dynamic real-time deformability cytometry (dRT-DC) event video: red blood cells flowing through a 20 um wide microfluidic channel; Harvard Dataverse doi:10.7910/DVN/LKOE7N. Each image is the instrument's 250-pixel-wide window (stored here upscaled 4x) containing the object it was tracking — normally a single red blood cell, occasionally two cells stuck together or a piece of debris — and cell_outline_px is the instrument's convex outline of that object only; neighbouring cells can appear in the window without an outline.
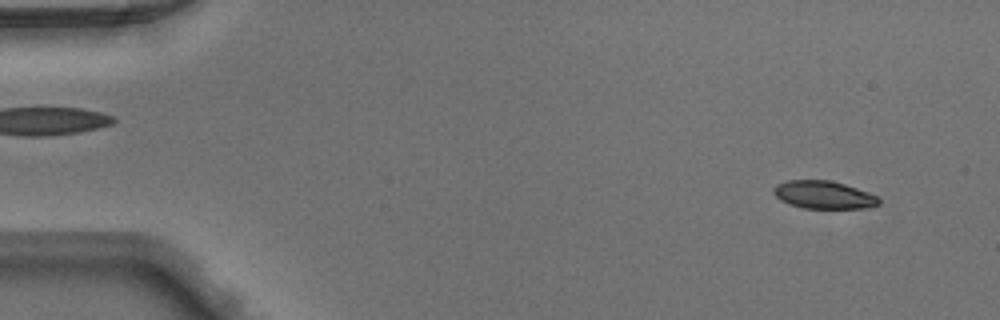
{"species": "Egyptian fruit bat (a non-hibernating species)", "species_latin": "Rousettus aegyptiacus", "temperature_condition": "warm", "stored_images_in_passage": 48, "camera_frame_rate_fps": 3000, "um_per_image_px": 0.085, "animal": {"sex": "male"}, "frame": {"image": 1, "passage_image": 3, "time_ms": 0.667, "image_size_px": [1000, 320], "cell_outline_px": [[880, 204], [872, 208], [804, 208], [788, 204], [780, 200], [772, 192], [772, 188], [776, 184], [788, 180], [832, 180], [868, 192], [876, 196], [880, 200]], "centroid_in_image_um": [70.0, 16.56], "position_along_channel_um": 15.0, "area_um2": 17.22}}
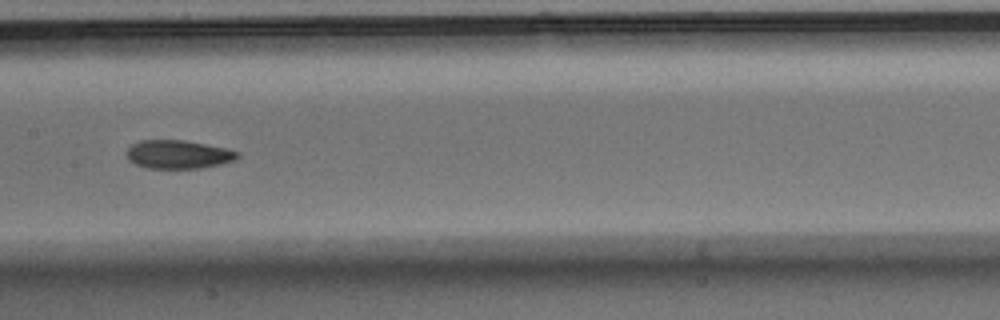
{"frame": {"image": 2, "passage_image": 24, "time_ms": 7.667, "image_size_px": [1000, 320], "cell_outline_px": [[240, 156], [236, 160], [220, 164], [200, 168], [148, 168], [136, 164], [128, 160], [124, 152], [132, 144], [140, 140], [184, 140], [228, 148], [240, 152]], "centroid_in_image_um": [15.16, 13.12], "position_along_channel_um": 192.2, "area_um2": 18.61}}
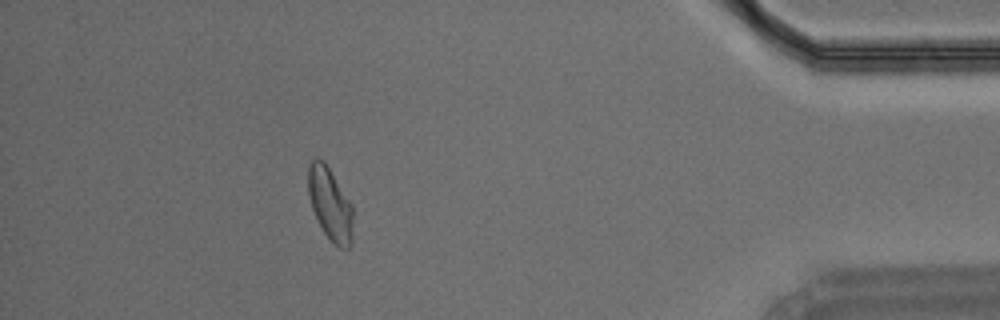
{"frame": {"image": 3, "passage_image": 43, "time_ms": 14.0, "image_size_px": [1000, 320], "cell_outline_px": [[352, 244], [348, 248], [340, 248], [332, 244], [324, 232], [312, 208], [308, 192], [308, 164], [316, 156], [324, 160], [352, 204]], "centroid_in_image_um": [28.06, 17.33], "position_along_channel_um": 407.1, "area_um2": 19.07}}